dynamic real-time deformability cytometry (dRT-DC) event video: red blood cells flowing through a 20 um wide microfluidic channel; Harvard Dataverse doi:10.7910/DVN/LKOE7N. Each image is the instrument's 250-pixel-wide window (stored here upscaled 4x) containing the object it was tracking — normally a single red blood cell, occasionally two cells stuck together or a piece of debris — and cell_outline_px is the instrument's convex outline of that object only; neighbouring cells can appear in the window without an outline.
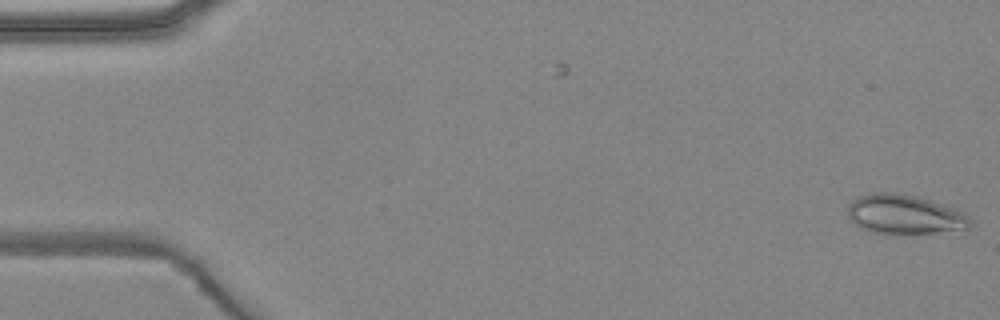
{"species": "common noctule bat (a hibernating species)", "species_latin": "Nyctalus noctula", "temperature_condition": "warm", "stored_images_in_passage": 5, "camera_frame_rate_fps": 3000, "um_per_image_px": 0.085, "animal": {"sex": "female", "body_mass_g": 24.6, "forearm_length_mm": 56.2}, "frame": {"image": 1, "passage_image": 1, "time_ms": 0.0, "image_size_px": [1000, 320], "cell_outline_px": [[972, 224], [968, 228], [936, 232], [868, 232], [860, 228], [848, 216], [848, 204], [852, 200], [860, 196], [872, 192], [896, 192], [916, 196], [964, 212], [968, 216]], "centroid_in_image_um": [76.84, 18.2], "position_along_channel_um": 8.2, "area_um2": 27.51}}